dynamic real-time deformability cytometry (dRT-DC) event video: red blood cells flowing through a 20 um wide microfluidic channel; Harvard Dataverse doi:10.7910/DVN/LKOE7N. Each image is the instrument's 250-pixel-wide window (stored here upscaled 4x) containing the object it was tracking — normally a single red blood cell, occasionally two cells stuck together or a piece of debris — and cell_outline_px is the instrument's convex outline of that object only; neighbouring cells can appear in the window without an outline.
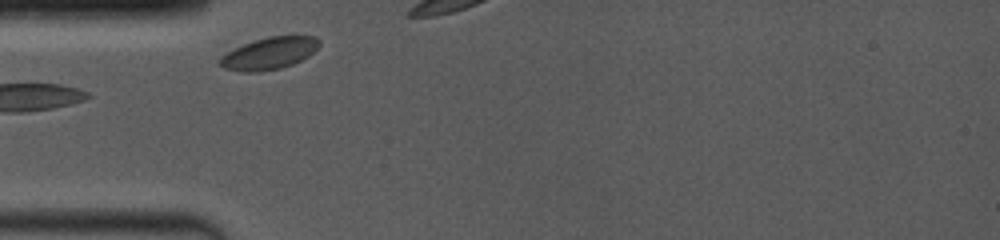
{"species": "common noctule bat (a hibernating species)", "species_latin": "Nyctalus noctula", "temperature_condition": "room temperature", "stored_images_in_passage": 3, "camera_frame_rate_fps": 4000, "um_per_image_px": 0.085, "animal": {"sex": "female", "body_mass_g": 19.0, "forearm_length_mm": 53.3}, "frame": {"image": 1, "passage_image": 1, "time_ms": 0.0, "image_size_px": [1000, 240], "cell_outline_px": [[320, 44], [308, 56], [292, 64], [280, 68], [260, 72], [244, 72], [224, 68], [220, 64], [220, 56], [244, 44], [268, 36], [316, 36], [320, 40]], "centroid_in_image_um": [22.9, 4.53], "position_along_channel_um": 62.1, "area_um2": 18.26}}